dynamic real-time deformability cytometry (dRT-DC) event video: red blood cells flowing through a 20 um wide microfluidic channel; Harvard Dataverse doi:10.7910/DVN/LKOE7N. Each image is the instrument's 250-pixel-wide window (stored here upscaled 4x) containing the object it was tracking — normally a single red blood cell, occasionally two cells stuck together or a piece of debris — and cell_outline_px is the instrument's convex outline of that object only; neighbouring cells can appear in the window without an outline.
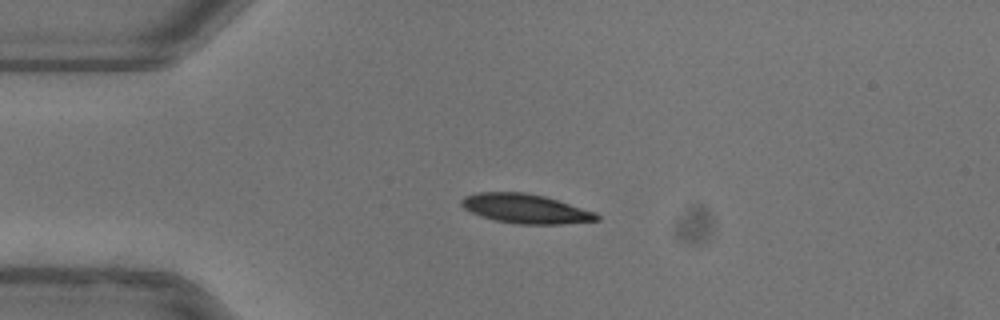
{"species": "common noctule bat (a hibernating species)", "species_latin": "Nyctalus noctula", "temperature_condition": "warm", "stored_images_in_passage": 41, "camera_frame_rate_fps": 3000, "um_per_image_px": 0.085, "animal": {"sex": "female"}, "frame": {"image": 1, "passage_image": 1, "time_ms": 0.0, "image_size_px": [1000, 320], "cell_outline_px": [[600, 220], [560, 224], [516, 224], [496, 220], [480, 216], [464, 208], [460, 204], [460, 200], [464, 196], [476, 192], [524, 192], [544, 196], [596, 212], [600, 216]], "centroid_in_image_um": [44.66, 17.73], "position_along_channel_um": 40.3, "area_um2": 23.12}}
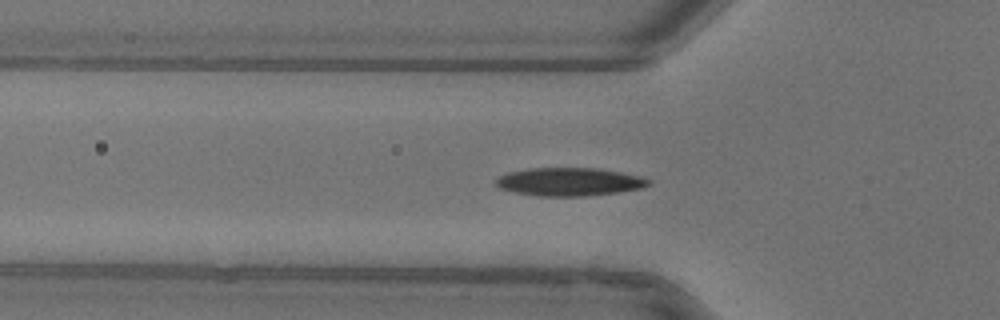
{"frame": {"image": 2, "passage_image": 6, "time_ms": 1.667, "image_size_px": [1000, 320], "cell_outline_px": [[652, 184], [640, 188], [616, 192], [584, 196], [536, 196], [516, 192], [500, 188], [496, 184], [496, 180], [500, 176], [508, 172], [532, 168], [596, 168], [620, 172], [640, 176], [652, 180]], "centroid_in_image_um": [48.41, 15.45], "position_along_channel_um": 77.4, "area_um2": 24.85}}
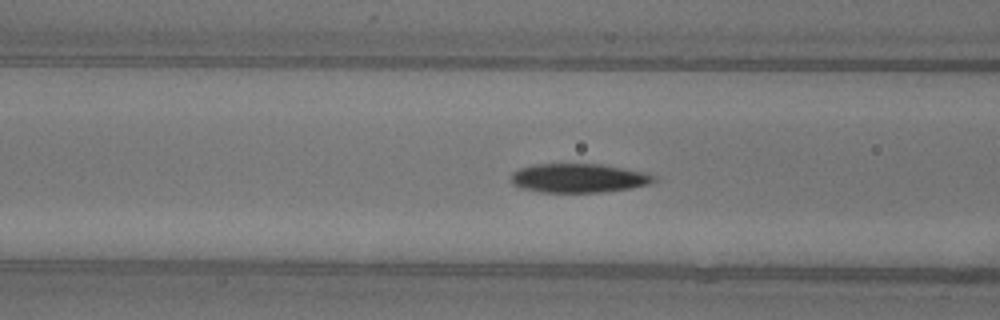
{"frame": {"image": 3, "passage_image": 9, "time_ms": 2.667, "image_size_px": [1000, 320], "cell_outline_px": [[656, 180], [648, 184], [628, 188], [600, 192], [540, 192], [524, 188], [512, 184], [512, 172], [520, 168], [532, 164], [600, 164], [640, 172], [656, 176]], "centroid_in_image_um": [49.12, 15.13], "position_along_channel_um": 117.5, "area_um2": 23.7}, "authors_computed_cell_mechanics": {"area_um2": 23.7558, "velocity_mm_per_s": 3.9241, "shape_relaxation_time_tau1_ms": 3.2003, "shape_relaxation_time_tau2_ms": 5.4624, "deformation_change_tau1": 0.1509, "deformation_change_tau2": 0.0704}}